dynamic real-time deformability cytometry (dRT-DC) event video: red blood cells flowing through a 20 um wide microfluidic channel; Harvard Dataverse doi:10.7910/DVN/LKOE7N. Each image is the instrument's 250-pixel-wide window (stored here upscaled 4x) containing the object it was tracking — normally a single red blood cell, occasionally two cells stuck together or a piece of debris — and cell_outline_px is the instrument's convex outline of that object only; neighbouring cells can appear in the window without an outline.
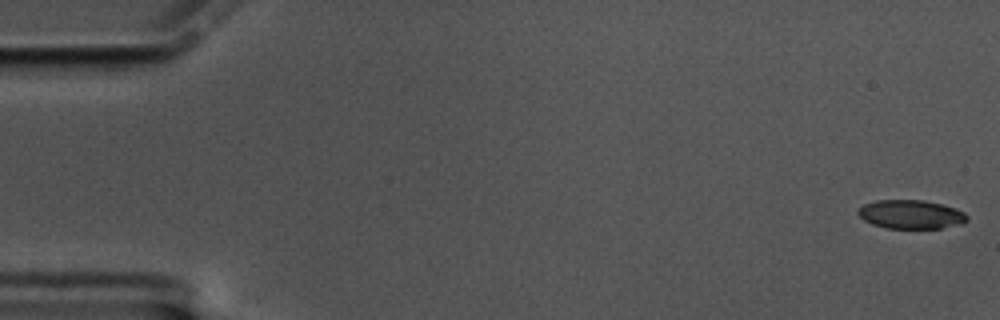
{"species": "common noctule bat (a hibernating species)", "species_latin": "Nyctalus noctula", "temperature_condition": "cold", "stored_images_in_passage": 60, "camera_frame_rate_fps": 3000, "um_per_image_px": 0.085, "animal": {"sex": "male", "body_mass_g": 17.5, "forearm_length_mm": 52.3}, "frame": {"image": 1, "passage_image": 1, "time_ms": 0.0, "image_size_px": [1000, 320], "cell_outline_px": [[968, 220], [960, 224], [940, 228], [888, 228], [872, 224], [864, 220], [856, 212], [864, 204], [876, 200], [924, 200], [956, 208], [964, 212], [968, 216]], "centroid_in_image_um": [77.43, 18.22], "position_along_channel_um": 7.6, "area_um2": 18.21}}
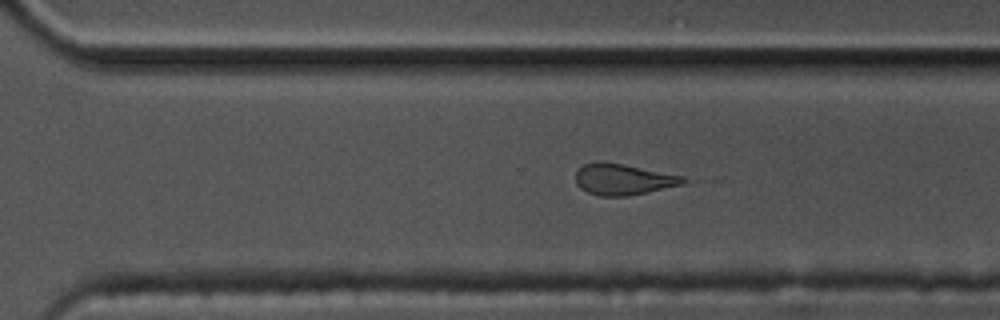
{"frame": {"image": 2, "passage_image": 41, "time_ms": 13.333, "image_size_px": [1000, 320], "cell_outline_px": [[688, 180], [684, 184], [648, 192], [628, 196], [600, 196], [588, 192], [580, 188], [576, 184], [576, 172], [584, 164], [600, 160], [604, 160], [684, 176]], "centroid_in_image_um": [52.97, 15.23], "position_along_channel_um": 317.6, "area_um2": 19.71}}
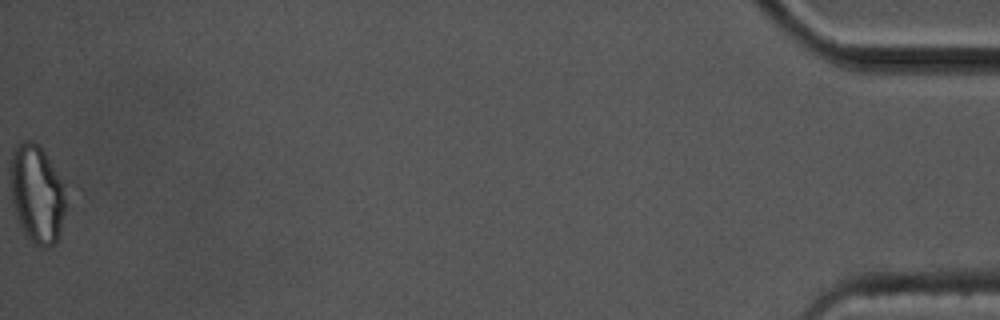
{"frame": {"image": 3, "passage_image": 60, "time_ms": 19.667, "image_size_px": [1000, 320], "cell_outline_px": [[72, 188], [60, 228], [56, 240], [48, 248], [44, 248], [36, 244], [24, 232], [20, 224], [12, 200], [12, 152], [24, 140], [32, 140], [44, 152]], "centroid_in_image_um": [3.26, 16.46], "position_along_channel_um": 431.9, "area_um2": 31.96}, "authors_computed_cell_mechanics": {"area_um2": 20.23, "velocity_mm_per_s": 3.3876, "shape_relaxation_time_tau1_ms": null, "shape_relaxation_time_tau2_ms": 1.9347, "deformation_change_tau1": null, "deformation_change_tau2": 0.0964}}